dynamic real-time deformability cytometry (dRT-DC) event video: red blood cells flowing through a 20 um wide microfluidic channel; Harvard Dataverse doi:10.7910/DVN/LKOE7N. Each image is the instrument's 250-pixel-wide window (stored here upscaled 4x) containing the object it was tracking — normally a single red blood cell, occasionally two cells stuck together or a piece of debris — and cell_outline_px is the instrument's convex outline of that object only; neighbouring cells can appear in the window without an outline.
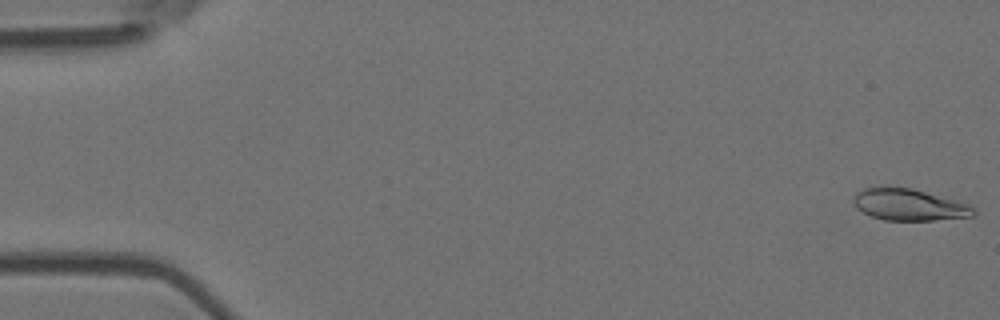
{"species": "Egyptian fruit bat (a non-hibernating species)", "species_latin": "Rousettus aegyptiacus", "temperature_condition": "room temperature", "stored_images_in_passage": 5, "camera_frame_rate_fps": 3000, "um_per_image_px": 0.085, "animal": {"sex": "female"}, "frame": {"image": 1, "passage_image": 1, "time_ms": 0.0, "image_size_px": [1000, 320], "cell_outline_px": [[976, 216], [932, 220], [884, 220], [872, 216], [856, 208], [852, 204], [852, 196], [856, 192], [864, 188], [912, 188], [968, 204], [976, 212]], "centroid_in_image_um": [77.24, 17.41], "position_along_channel_um": 7.8, "area_um2": 21.85}}
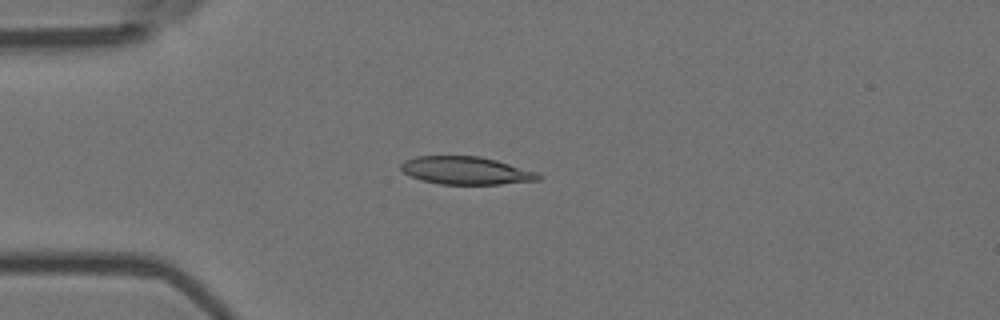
{"frame": {"image": 2, "passage_image": 4, "time_ms": 1.0, "image_size_px": [1000, 320], "cell_outline_px": [[540, 180], [500, 184], [440, 184], [420, 180], [404, 172], [400, 168], [400, 164], [404, 160], [416, 156], [480, 156], [496, 160], [536, 172], [540, 176]], "centroid_in_image_um": [39.57, 14.49], "position_along_channel_um": 45.4, "area_um2": 22.14}}
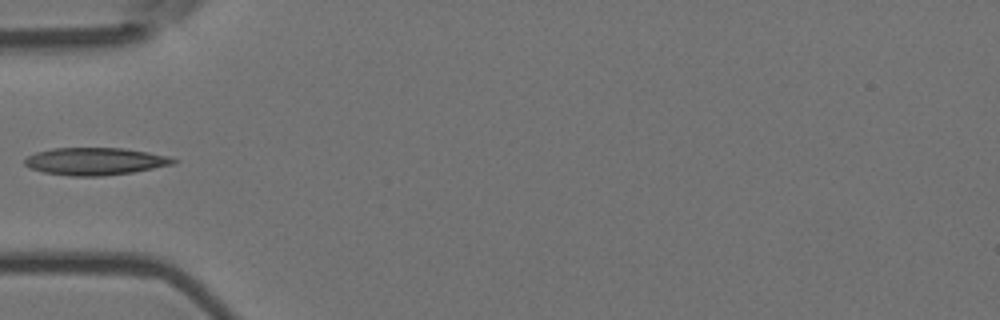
{"frame": {"image": 3, "passage_image": 5, "time_ms": 1.333, "image_size_px": [1000, 320], "cell_outline_px": [[180, 160], [176, 164], [132, 172], [100, 176], [72, 176], [44, 172], [28, 168], [24, 164], [24, 160], [28, 156], [36, 152], [52, 148], [124, 148], [148, 152], [168, 156]], "centroid_in_image_um": [8.11, 13.71], "position_along_channel_um": 76.9, "area_um2": 23.81}}